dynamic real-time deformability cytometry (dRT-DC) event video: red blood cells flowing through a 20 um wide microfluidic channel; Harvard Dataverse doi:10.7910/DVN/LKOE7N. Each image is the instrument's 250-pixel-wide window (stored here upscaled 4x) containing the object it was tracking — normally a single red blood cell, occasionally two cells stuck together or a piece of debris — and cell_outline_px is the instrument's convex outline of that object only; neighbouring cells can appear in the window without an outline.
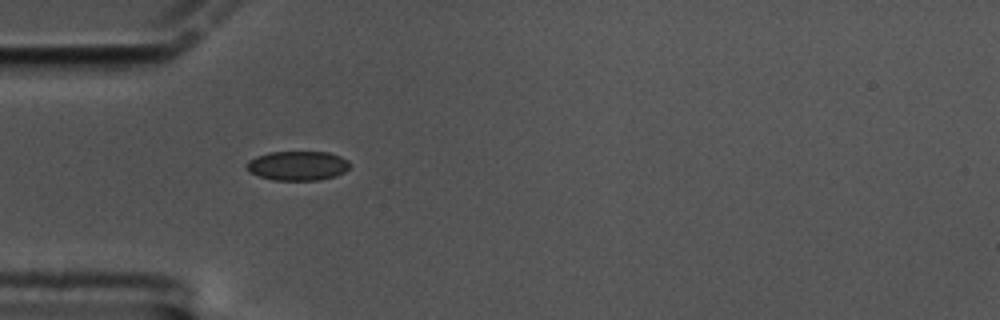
{"species": "common noctule bat (a hibernating species)", "species_latin": "Nyctalus noctula", "temperature_condition": "cold", "stored_images_in_passage": 4, "camera_frame_rate_fps": 3000, "um_per_image_px": 0.085, "animal": {"sex": "male", "body_mass_g": 17.5, "forearm_length_mm": 52.3}, "frame": {"image": 1, "passage_image": 1, "time_ms": 0.0, "image_size_px": [1000, 320], "cell_outline_px": [[348, 168], [344, 172], [336, 176], [320, 180], [272, 180], [260, 176], [252, 172], [248, 168], [248, 160], [256, 156], [268, 152], [328, 152], [340, 156], [348, 160]], "centroid_in_image_um": [25.32, 14.08], "position_along_channel_um": 59.7, "area_um2": 17.51}}